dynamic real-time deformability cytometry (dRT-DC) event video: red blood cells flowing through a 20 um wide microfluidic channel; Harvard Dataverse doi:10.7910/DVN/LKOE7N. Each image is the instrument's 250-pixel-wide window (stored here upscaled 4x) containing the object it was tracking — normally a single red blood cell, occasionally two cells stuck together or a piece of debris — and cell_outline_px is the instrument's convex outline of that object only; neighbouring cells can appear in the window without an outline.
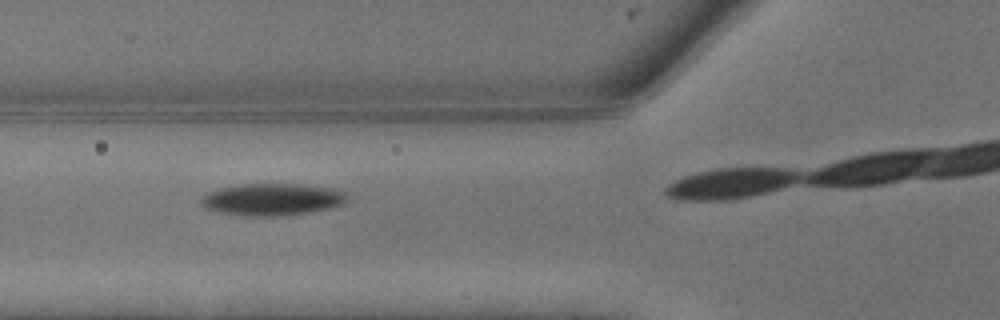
{"species": "common noctule bat (a hibernating species)", "species_latin": "Nyctalus noctula", "temperature_condition": "warm", "stored_images_in_passage": 6, "camera_frame_rate_fps": 3000, "um_per_image_px": 0.085, "animal": {"sex": "male", "body_mass_g": 13.3}, "frame": {"image": 1, "passage_image": 4, "time_ms": 1.0, "image_size_px": [1000, 320], "cell_outline_px": [[348, 200], [340, 204], [328, 208], [308, 212], [284, 216], [244, 216], [220, 212], [204, 208], [200, 204], [200, 196], [208, 192], [220, 188], [240, 184], [300, 184], [324, 188], [344, 192]], "centroid_in_image_um": [23.03, 16.96], "position_along_channel_um": 102.8, "area_um2": 27.05}}